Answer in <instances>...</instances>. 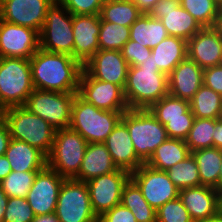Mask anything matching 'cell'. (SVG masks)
<instances>
[{"label": "cell", "instance_id": "obj_8", "mask_svg": "<svg viewBox=\"0 0 222 222\" xmlns=\"http://www.w3.org/2000/svg\"><path fill=\"white\" fill-rule=\"evenodd\" d=\"M39 37L40 48L73 57L72 14L58 0L48 7Z\"/></svg>", "mask_w": 222, "mask_h": 222}, {"label": "cell", "instance_id": "obj_41", "mask_svg": "<svg viewBox=\"0 0 222 222\" xmlns=\"http://www.w3.org/2000/svg\"><path fill=\"white\" fill-rule=\"evenodd\" d=\"M72 15L100 14L105 0H58Z\"/></svg>", "mask_w": 222, "mask_h": 222}, {"label": "cell", "instance_id": "obj_38", "mask_svg": "<svg viewBox=\"0 0 222 222\" xmlns=\"http://www.w3.org/2000/svg\"><path fill=\"white\" fill-rule=\"evenodd\" d=\"M37 172H15L12 171L1 182V189L9 198H26Z\"/></svg>", "mask_w": 222, "mask_h": 222}, {"label": "cell", "instance_id": "obj_11", "mask_svg": "<svg viewBox=\"0 0 222 222\" xmlns=\"http://www.w3.org/2000/svg\"><path fill=\"white\" fill-rule=\"evenodd\" d=\"M148 109L165 127L169 138L185 140L188 137L195 119L188 100L168 94Z\"/></svg>", "mask_w": 222, "mask_h": 222}, {"label": "cell", "instance_id": "obj_5", "mask_svg": "<svg viewBox=\"0 0 222 222\" xmlns=\"http://www.w3.org/2000/svg\"><path fill=\"white\" fill-rule=\"evenodd\" d=\"M121 121L127 126L137 156L146 163L169 137L165 127L149 109H128Z\"/></svg>", "mask_w": 222, "mask_h": 222}, {"label": "cell", "instance_id": "obj_21", "mask_svg": "<svg viewBox=\"0 0 222 222\" xmlns=\"http://www.w3.org/2000/svg\"><path fill=\"white\" fill-rule=\"evenodd\" d=\"M187 57L202 69L220 65L222 37L212 27H203L187 41Z\"/></svg>", "mask_w": 222, "mask_h": 222}, {"label": "cell", "instance_id": "obj_17", "mask_svg": "<svg viewBox=\"0 0 222 222\" xmlns=\"http://www.w3.org/2000/svg\"><path fill=\"white\" fill-rule=\"evenodd\" d=\"M160 19L169 36L188 41L203 27L181 5L180 0H159L147 13Z\"/></svg>", "mask_w": 222, "mask_h": 222}, {"label": "cell", "instance_id": "obj_22", "mask_svg": "<svg viewBox=\"0 0 222 222\" xmlns=\"http://www.w3.org/2000/svg\"><path fill=\"white\" fill-rule=\"evenodd\" d=\"M202 85L203 69L188 57L168 75L169 94L176 98L189 101Z\"/></svg>", "mask_w": 222, "mask_h": 222}, {"label": "cell", "instance_id": "obj_7", "mask_svg": "<svg viewBox=\"0 0 222 222\" xmlns=\"http://www.w3.org/2000/svg\"><path fill=\"white\" fill-rule=\"evenodd\" d=\"M87 145L88 142L70 128L56 130L47 166L65 179H74L79 174Z\"/></svg>", "mask_w": 222, "mask_h": 222}, {"label": "cell", "instance_id": "obj_29", "mask_svg": "<svg viewBox=\"0 0 222 222\" xmlns=\"http://www.w3.org/2000/svg\"><path fill=\"white\" fill-rule=\"evenodd\" d=\"M168 36L161 20L152 18L147 13H142L130 26V40L151 49Z\"/></svg>", "mask_w": 222, "mask_h": 222}, {"label": "cell", "instance_id": "obj_10", "mask_svg": "<svg viewBox=\"0 0 222 222\" xmlns=\"http://www.w3.org/2000/svg\"><path fill=\"white\" fill-rule=\"evenodd\" d=\"M59 222H94L90 194L86 182L65 179L61 185L54 212Z\"/></svg>", "mask_w": 222, "mask_h": 222}, {"label": "cell", "instance_id": "obj_50", "mask_svg": "<svg viewBox=\"0 0 222 222\" xmlns=\"http://www.w3.org/2000/svg\"><path fill=\"white\" fill-rule=\"evenodd\" d=\"M212 28L222 37V8H219Z\"/></svg>", "mask_w": 222, "mask_h": 222}, {"label": "cell", "instance_id": "obj_43", "mask_svg": "<svg viewBox=\"0 0 222 222\" xmlns=\"http://www.w3.org/2000/svg\"><path fill=\"white\" fill-rule=\"evenodd\" d=\"M101 222H137L135 216L122 203L114 206L98 218Z\"/></svg>", "mask_w": 222, "mask_h": 222}, {"label": "cell", "instance_id": "obj_13", "mask_svg": "<svg viewBox=\"0 0 222 222\" xmlns=\"http://www.w3.org/2000/svg\"><path fill=\"white\" fill-rule=\"evenodd\" d=\"M77 94L96 108L113 112H125L129 109L124 90L120 86L97 80L84 68L80 76Z\"/></svg>", "mask_w": 222, "mask_h": 222}, {"label": "cell", "instance_id": "obj_44", "mask_svg": "<svg viewBox=\"0 0 222 222\" xmlns=\"http://www.w3.org/2000/svg\"><path fill=\"white\" fill-rule=\"evenodd\" d=\"M203 84L222 96V67L218 65L203 69Z\"/></svg>", "mask_w": 222, "mask_h": 222}, {"label": "cell", "instance_id": "obj_31", "mask_svg": "<svg viewBox=\"0 0 222 222\" xmlns=\"http://www.w3.org/2000/svg\"><path fill=\"white\" fill-rule=\"evenodd\" d=\"M195 118H222V96L204 84L189 100Z\"/></svg>", "mask_w": 222, "mask_h": 222}, {"label": "cell", "instance_id": "obj_25", "mask_svg": "<svg viewBox=\"0 0 222 222\" xmlns=\"http://www.w3.org/2000/svg\"><path fill=\"white\" fill-rule=\"evenodd\" d=\"M5 156L15 172H38L47 166L43 152L16 139L10 140Z\"/></svg>", "mask_w": 222, "mask_h": 222}, {"label": "cell", "instance_id": "obj_55", "mask_svg": "<svg viewBox=\"0 0 222 222\" xmlns=\"http://www.w3.org/2000/svg\"><path fill=\"white\" fill-rule=\"evenodd\" d=\"M219 212L222 214V191L219 192Z\"/></svg>", "mask_w": 222, "mask_h": 222}, {"label": "cell", "instance_id": "obj_34", "mask_svg": "<svg viewBox=\"0 0 222 222\" xmlns=\"http://www.w3.org/2000/svg\"><path fill=\"white\" fill-rule=\"evenodd\" d=\"M166 172L179 190L200 186L199 170L192 154Z\"/></svg>", "mask_w": 222, "mask_h": 222}, {"label": "cell", "instance_id": "obj_52", "mask_svg": "<svg viewBox=\"0 0 222 222\" xmlns=\"http://www.w3.org/2000/svg\"><path fill=\"white\" fill-rule=\"evenodd\" d=\"M196 222H222V214L218 212L216 215L209 217L208 219L200 220Z\"/></svg>", "mask_w": 222, "mask_h": 222}, {"label": "cell", "instance_id": "obj_19", "mask_svg": "<svg viewBox=\"0 0 222 222\" xmlns=\"http://www.w3.org/2000/svg\"><path fill=\"white\" fill-rule=\"evenodd\" d=\"M83 68L95 79L120 86L126 85L129 64L118 50H98Z\"/></svg>", "mask_w": 222, "mask_h": 222}, {"label": "cell", "instance_id": "obj_16", "mask_svg": "<svg viewBox=\"0 0 222 222\" xmlns=\"http://www.w3.org/2000/svg\"><path fill=\"white\" fill-rule=\"evenodd\" d=\"M39 48L38 31L0 19V58L30 59Z\"/></svg>", "mask_w": 222, "mask_h": 222}, {"label": "cell", "instance_id": "obj_46", "mask_svg": "<svg viewBox=\"0 0 222 222\" xmlns=\"http://www.w3.org/2000/svg\"><path fill=\"white\" fill-rule=\"evenodd\" d=\"M213 147L222 149V118L215 119Z\"/></svg>", "mask_w": 222, "mask_h": 222}, {"label": "cell", "instance_id": "obj_48", "mask_svg": "<svg viewBox=\"0 0 222 222\" xmlns=\"http://www.w3.org/2000/svg\"><path fill=\"white\" fill-rule=\"evenodd\" d=\"M12 172L10 163L5 155L0 156V182Z\"/></svg>", "mask_w": 222, "mask_h": 222}, {"label": "cell", "instance_id": "obj_9", "mask_svg": "<svg viewBox=\"0 0 222 222\" xmlns=\"http://www.w3.org/2000/svg\"><path fill=\"white\" fill-rule=\"evenodd\" d=\"M78 92H53L34 89L24 107L47 121L55 130L69 128L71 107Z\"/></svg>", "mask_w": 222, "mask_h": 222}, {"label": "cell", "instance_id": "obj_15", "mask_svg": "<svg viewBox=\"0 0 222 222\" xmlns=\"http://www.w3.org/2000/svg\"><path fill=\"white\" fill-rule=\"evenodd\" d=\"M65 178L46 166L38 171L26 200L35 216L54 214L61 185Z\"/></svg>", "mask_w": 222, "mask_h": 222}, {"label": "cell", "instance_id": "obj_36", "mask_svg": "<svg viewBox=\"0 0 222 222\" xmlns=\"http://www.w3.org/2000/svg\"><path fill=\"white\" fill-rule=\"evenodd\" d=\"M215 119L195 118L185 142L189 151L213 147Z\"/></svg>", "mask_w": 222, "mask_h": 222}, {"label": "cell", "instance_id": "obj_6", "mask_svg": "<svg viewBox=\"0 0 222 222\" xmlns=\"http://www.w3.org/2000/svg\"><path fill=\"white\" fill-rule=\"evenodd\" d=\"M33 90L29 59L0 58V107L24 106Z\"/></svg>", "mask_w": 222, "mask_h": 222}, {"label": "cell", "instance_id": "obj_4", "mask_svg": "<svg viewBox=\"0 0 222 222\" xmlns=\"http://www.w3.org/2000/svg\"><path fill=\"white\" fill-rule=\"evenodd\" d=\"M6 125L11 139L24 141L46 156L50 154L56 130L38 115L24 106L10 107L6 109Z\"/></svg>", "mask_w": 222, "mask_h": 222}, {"label": "cell", "instance_id": "obj_56", "mask_svg": "<svg viewBox=\"0 0 222 222\" xmlns=\"http://www.w3.org/2000/svg\"><path fill=\"white\" fill-rule=\"evenodd\" d=\"M219 8H222V0H219Z\"/></svg>", "mask_w": 222, "mask_h": 222}, {"label": "cell", "instance_id": "obj_53", "mask_svg": "<svg viewBox=\"0 0 222 222\" xmlns=\"http://www.w3.org/2000/svg\"><path fill=\"white\" fill-rule=\"evenodd\" d=\"M6 124V109L0 107V129Z\"/></svg>", "mask_w": 222, "mask_h": 222}, {"label": "cell", "instance_id": "obj_3", "mask_svg": "<svg viewBox=\"0 0 222 222\" xmlns=\"http://www.w3.org/2000/svg\"><path fill=\"white\" fill-rule=\"evenodd\" d=\"M123 113L96 108L76 94L72 102L69 128L88 143H104L120 122Z\"/></svg>", "mask_w": 222, "mask_h": 222}, {"label": "cell", "instance_id": "obj_24", "mask_svg": "<svg viewBox=\"0 0 222 222\" xmlns=\"http://www.w3.org/2000/svg\"><path fill=\"white\" fill-rule=\"evenodd\" d=\"M104 144L118 169L132 173L144 164L134 150L127 126L121 120Z\"/></svg>", "mask_w": 222, "mask_h": 222}, {"label": "cell", "instance_id": "obj_27", "mask_svg": "<svg viewBox=\"0 0 222 222\" xmlns=\"http://www.w3.org/2000/svg\"><path fill=\"white\" fill-rule=\"evenodd\" d=\"M153 60L160 72L167 76L187 57V41L174 36H168L151 49Z\"/></svg>", "mask_w": 222, "mask_h": 222}, {"label": "cell", "instance_id": "obj_28", "mask_svg": "<svg viewBox=\"0 0 222 222\" xmlns=\"http://www.w3.org/2000/svg\"><path fill=\"white\" fill-rule=\"evenodd\" d=\"M190 154L185 140L168 138L156 148L145 164L156 170L167 171Z\"/></svg>", "mask_w": 222, "mask_h": 222}, {"label": "cell", "instance_id": "obj_32", "mask_svg": "<svg viewBox=\"0 0 222 222\" xmlns=\"http://www.w3.org/2000/svg\"><path fill=\"white\" fill-rule=\"evenodd\" d=\"M121 203L131 210L137 222H156V210L149 205L131 178L123 188Z\"/></svg>", "mask_w": 222, "mask_h": 222}, {"label": "cell", "instance_id": "obj_35", "mask_svg": "<svg viewBox=\"0 0 222 222\" xmlns=\"http://www.w3.org/2000/svg\"><path fill=\"white\" fill-rule=\"evenodd\" d=\"M130 39V27L117 23L103 21L100 18V32L98 35L100 50L121 51L126 42Z\"/></svg>", "mask_w": 222, "mask_h": 222}, {"label": "cell", "instance_id": "obj_54", "mask_svg": "<svg viewBox=\"0 0 222 222\" xmlns=\"http://www.w3.org/2000/svg\"><path fill=\"white\" fill-rule=\"evenodd\" d=\"M219 177H218V192L222 191V166L220 168Z\"/></svg>", "mask_w": 222, "mask_h": 222}, {"label": "cell", "instance_id": "obj_1", "mask_svg": "<svg viewBox=\"0 0 222 222\" xmlns=\"http://www.w3.org/2000/svg\"><path fill=\"white\" fill-rule=\"evenodd\" d=\"M29 61L34 89L78 92L83 65L71 55L39 48Z\"/></svg>", "mask_w": 222, "mask_h": 222}, {"label": "cell", "instance_id": "obj_51", "mask_svg": "<svg viewBox=\"0 0 222 222\" xmlns=\"http://www.w3.org/2000/svg\"><path fill=\"white\" fill-rule=\"evenodd\" d=\"M32 222H59L55 214L35 216Z\"/></svg>", "mask_w": 222, "mask_h": 222}, {"label": "cell", "instance_id": "obj_45", "mask_svg": "<svg viewBox=\"0 0 222 222\" xmlns=\"http://www.w3.org/2000/svg\"><path fill=\"white\" fill-rule=\"evenodd\" d=\"M10 140H11V135L7 125L5 124L0 129V156L5 155Z\"/></svg>", "mask_w": 222, "mask_h": 222}, {"label": "cell", "instance_id": "obj_39", "mask_svg": "<svg viewBox=\"0 0 222 222\" xmlns=\"http://www.w3.org/2000/svg\"><path fill=\"white\" fill-rule=\"evenodd\" d=\"M156 222H194L179 197L156 210Z\"/></svg>", "mask_w": 222, "mask_h": 222}, {"label": "cell", "instance_id": "obj_40", "mask_svg": "<svg viewBox=\"0 0 222 222\" xmlns=\"http://www.w3.org/2000/svg\"><path fill=\"white\" fill-rule=\"evenodd\" d=\"M35 215L26 198H8L2 222H32Z\"/></svg>", "mask_w": 222, "mask_h": 222}, {"label": "cell", "instance_id": "obj_26", "mask_svg": "<svg viewBox=\"0 0 222 222\" xmlns=\"http://www.w3.org/2000/svg\"><path fill=\"white\" fill-rule=\"evenodd\" d=\"M117 170L118 168L104 143H88L79 174L74 179L87 182L92 178Z\"/></svg>", "mask_w": 222, "mask_h": 222}, {"label": "cell", "instance_id": "obj_30", "mask_svg": "<svg viewBox=\"0 0 222 222\" xmlns=\"http://www.w3.org/2000/svg\"><path fill=\"white\" fill-rule=\"evenodd\" d=\"M200 176V186H209L218 191V177L222 166V149L211 147L192 151Z\"/></svg>", "mask_w": 222, "mask_h": 222}, {"label": "cell", "instance_id": "obj_37", "mask_svg": "<svg viewBox=\"0 0 222 222\" xmlns=\"http://www.w3.org/2000/svg\"><path fill=\"white\" fill-rule=\"evenodd\" d=\"M180 5L188 11L202 27H212L219 10L218 0H180Z\"/></svg>", "mask_w": 222, "mask_h": 222}, {"label": "cell", "instance_id": "obj_12", "mask_svg": "<svg viewBox=\"0 0 222 222\" xmlns=\"http://www.w3.org/2000/svg\"><path fill=\"white\" fill-rule=\"evenodd\" d=\"M130 178V172L118 169L86 182L89 189L91 207L97 218L121 203L123 188Z\"/></svg>", "mask_w": 222, "mask_h": 222}, {"label": "cell", "instance_id": "obj_33", "mask_svg": "<svg viewBox=\"0 0 222 222\" xmlns=\"http://www.w3.org/2000/svg\"><path fill=\"white\" fill-rule=\"evenodd\" d=\"M142 13L135 3L128 0H105L100 17L103 21L130 27Z\"/></svg>", "mask_w": 222, "mask_h": 222}, {"label": "cell", "instance_id": "obj_18", "mask_svg": "<svg viewBox=\"0 0 222 222\" xmlns=\"http://www.w3.org/2000/svg\"><path fill=\"white\" fill-rule=\"evenodd\" d=\"M53 0H0V19L41 32Z\"/></svg>", "mask_w": 222, "mask_h": 222}, {"label": "cell", "instance_id": "obj_20", "mask_svg": "<svg viewBox=\"0 0 222 222\" xmlns=\"http://www.w3.org/2000/svg\"><path fill=\"white\" fill-rule=\"evenodd\" d=\"M100 14L72 15L73 58L84 65L98 50Z\"/></svg>", "mask_w": 222, "mask_h": 222}, {"label": "cell", "instance_id": "obj_23", "mask_svg": "<svg viewBox=\"0 0 222 222\" xmlns=\"http://www.w3.org/2000/svg\"><path fill=\"white\" fill-rule=\"evenodd\" d=\"M180 200L194 222L208 219L219 212V192L209 186L179 190Z\"/></svg>", "mask_w": 222, "mask_h": 222}, {"label": "cell", "instance_id": "obj_47", "mask_svg": "<svg viewBox=\"0 0 222 222\" xmlns=\"http://www.w3.org/2000/svg\"><path fill=\"white\" fill-rule=\"evenodd\" d=\"M135 3L143 13H148L159 0H128Z\"/></svg>", "mask_w": 222, "mask_h": 222}, {"label": "cell", "instance_id": "obj_42", "mask_svg": "<svg viewBox=\"0 0 222 222\" xmlns=\"http://www.w3.org/2000/svg\"><path fill=\"white\" fill-rule=\"evenodd\" d=\"M122 56L126 62L131 66H139L142 61H145L151 56V48L140 45L137 41L128 40L121 49Z\"/></svg>", "mask_w": 222, "mask_h": 222}, {"label": "cell", "instance_id": "obj_49", "mask_svg": "<svg viewBox=\"0 0 222 222\" xmlns=\"http://www.w3.org/2000/svg\"><path fill=\"white\" fill-rule=\"evenodd\" d=\"M8 198L9 197L1 189V186H0V222L3 221L5 210H6V206H7V203H8Z\"/></svg>", "mask_w": 222, "mask_h": 222}, {"label": "cell", "instance_id": "obj_2", "mask_svg": "<svg viewBox=\"0 0 222 222\" xmlns=\"http://www.w3.org/2000/svg\"><path fill=\"white\" fill-rule=\"evenodd\" d=\"M168 94V76L160 72L152 54L139 66L129 67L124 88L129 109H147Z\"/></svg>", "mask_w": 222, "mask_h": 222}, {"label": "cell", "instance_id": "obj_14", "mask_svg": "<svg viewBox=\"0 0 222 222\" xmlns=\"http://www.w3.org/2000/svg\"><path fill=\"white\" fill-rule=\"evenodd\" d=\"M131 179L155 210L179 196V189L169 179L166 171L153 169L145 163L131 173Z\"/></svg>", "mask_w": 222, "mask_h": 222}]
</instances>
